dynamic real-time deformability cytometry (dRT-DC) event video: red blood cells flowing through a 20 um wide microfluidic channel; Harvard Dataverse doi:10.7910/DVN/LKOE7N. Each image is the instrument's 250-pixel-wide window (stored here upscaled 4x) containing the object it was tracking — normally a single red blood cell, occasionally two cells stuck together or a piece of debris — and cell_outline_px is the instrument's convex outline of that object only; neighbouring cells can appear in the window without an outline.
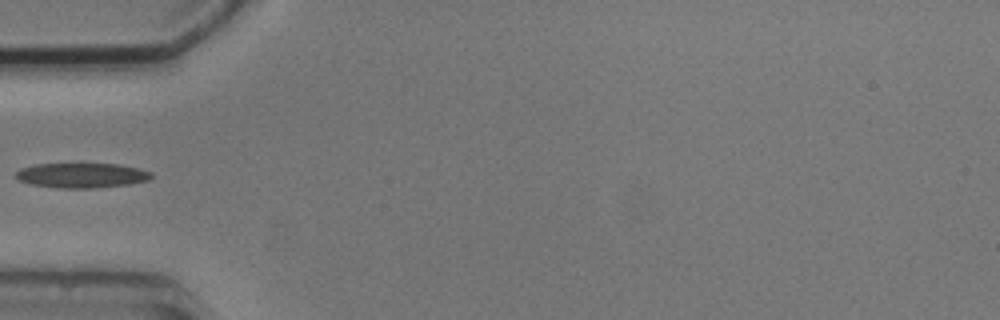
{"species": "common noctule bat (a hibernating species)", "species_latin": "Nyctalus noctula", "temperature_condition": "cold", "stored_images_in_passage": 5, "camera_frame_rate_fps": 3000, "um_per_image_px": 0.085, "animal": {"sex": "male", "body_mass_g": 20.5, "forearm_length_mm": 52.5}, "frame": {"image": 1, "passage_image": 4, "time_ms": 4.667, "image_size_px": [1000, 320], "cell_outline_px": [[152, 176], [148, 180], [128, 184], [92, 188], [56, 188], [32, 184], [16, 180], [16, 172], [20, 168], [36, 164], [120, 164], [140, 168], [152, 172]], "centroid_in_image_um": [6.93, 14.9], "position_along_channel_um": 78.1, "area_um2": 19.65}}